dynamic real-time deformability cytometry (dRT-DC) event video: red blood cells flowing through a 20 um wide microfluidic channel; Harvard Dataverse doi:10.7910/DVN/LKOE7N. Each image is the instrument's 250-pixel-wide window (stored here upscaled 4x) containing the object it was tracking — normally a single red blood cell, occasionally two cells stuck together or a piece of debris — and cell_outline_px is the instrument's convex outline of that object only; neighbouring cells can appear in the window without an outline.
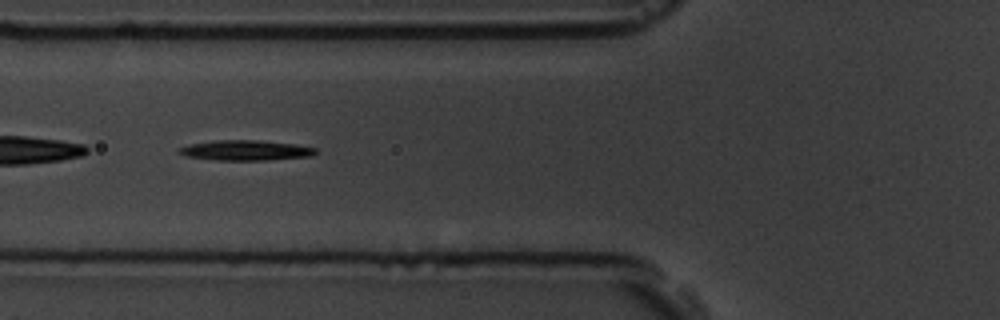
{"species": "common noctule bat (a hibernating species)", "species_latin": "Nyctalus noctula", "temperature_condition": "room temperature", "stored_images_in_passage": 7, "segment_of_instrument_passage": [2, 2], "camera_frame_rate_fps": 3000, "um_per_image_px": 0.085, "animal": {"sex": "male", "body_mass_g": 19.5, "forearm_length_mm": 54.6}, "frame": {"image": 1, "passage_image": 6, "time_ms": 6.667, "image_size_px": [1000, 320], "cell_outline_px": [[316, 152], [312, 156], [268, 160], [216, 160], [188, 156], [176, 152], [176, 148], [188, 144], [212, 140], [256, 140], [296, 144], [316, 148]], "centroid_in_image_um": [20.83, 12.77], "position_along_channel_um": 105.0, "area_um2": 16.18}}